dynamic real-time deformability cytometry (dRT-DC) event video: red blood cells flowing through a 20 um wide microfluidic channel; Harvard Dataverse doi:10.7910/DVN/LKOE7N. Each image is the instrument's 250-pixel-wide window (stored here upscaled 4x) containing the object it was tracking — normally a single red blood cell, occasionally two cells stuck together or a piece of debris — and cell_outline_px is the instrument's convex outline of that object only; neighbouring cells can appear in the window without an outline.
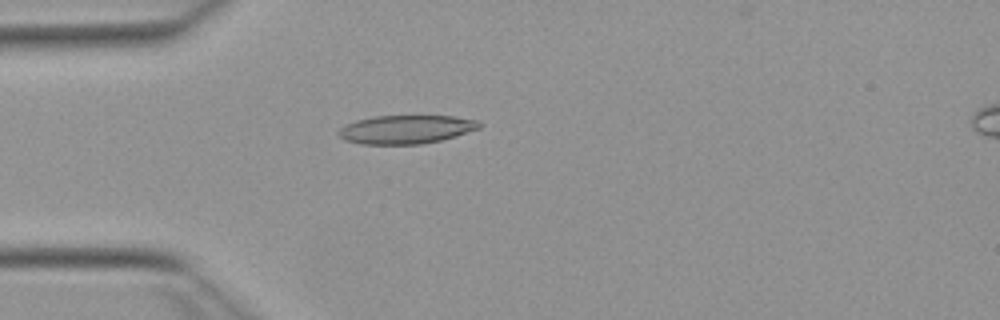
{"species": "Egyptian fruit bat (a non-hibernating species)", "species_latin": "Rousettus aegyptiacus", "temperature_condition": "warm", "stored_images_in_passage": 45, "camera_frame_rate_fps": 3000, "um_per_image_px": 0.085, "animal": {"sex": "female"}, "frame": {"image": 1, "passage_image": 7, "time_ms": 2.0, "image_size_px": [1000, 320], "cell_outline_px": [[480, 128], [440, 140], [420, 144], [364, 144], [344, 140], [336, 132], [340, 128], [356, 120], [376, 116], [452, 116], [480, 120]], "centroid_in_image_um": [34.5, 10.99], "position_along_channel_um": 50.5, "area_um2": 23.18}}
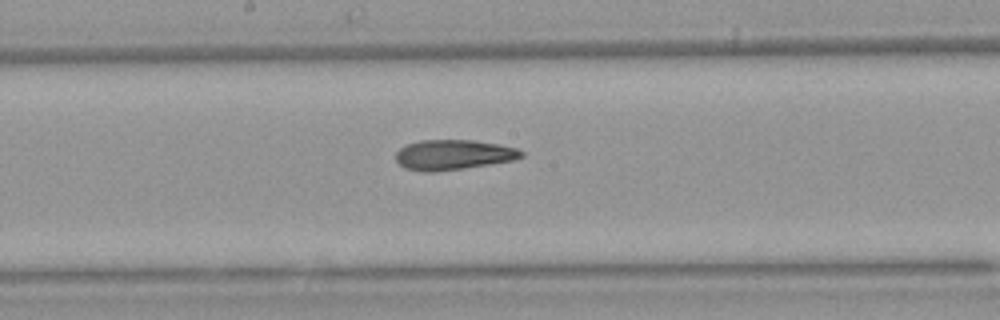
{"frame": {"image": 2, "passage_image": 20, "time_ms": 6.333, "image_size_px": [1000, 320], "cell_outline_px": [[524, 156], [512, 160], [464, 168], [436, 172], [424, 172], [404, 168], [396, 160], [396, 152], [400, 148], [408, 144], [420, 140], [472, 140], [500, 144], [516, 148], [524, 152]], "centroid_in_image_um": [38.52, 13.15], "position_along_channel_um": 209.7, "area_um2": 21.96}}
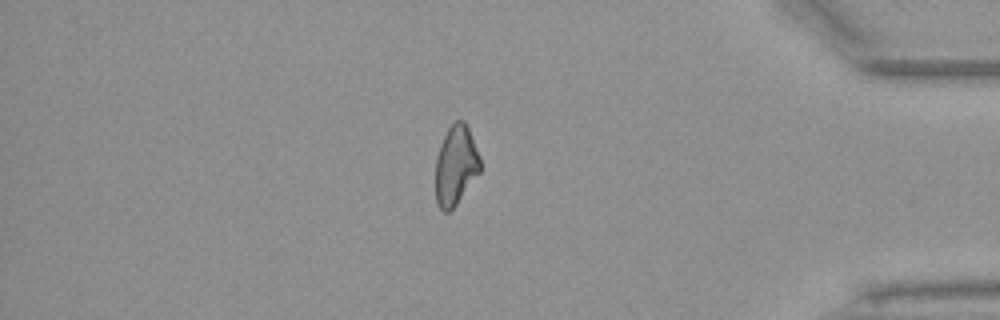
{"frame": {"image": 3, "passage_image": 37, "time_ms": 12.0, "image_size_px": [1000, 320], "cell_outline_px": [[480, 172], [456, 204], [448, 212], [444, 212], [436, 204], [436, 156], [440, 144], [448, 128], [456, 120], [464, 120], [468, 128], [480, 156]], "centroid_in_image_um": [38.73, 14.05], "position_along_channel_um": 396.5, "area_um2": 20.58}, "authors_computed_cell_mechanics": {"area_um2": 22.1374, "velocity_mm_per_s": 3.9099, "shape_relaxation_time_tau1_ms": null, "shape_relaxation_time_tau2_ms": 7.0858, "deformation_change_tau1": null, "deformation_change_tau2": 0.1606}}